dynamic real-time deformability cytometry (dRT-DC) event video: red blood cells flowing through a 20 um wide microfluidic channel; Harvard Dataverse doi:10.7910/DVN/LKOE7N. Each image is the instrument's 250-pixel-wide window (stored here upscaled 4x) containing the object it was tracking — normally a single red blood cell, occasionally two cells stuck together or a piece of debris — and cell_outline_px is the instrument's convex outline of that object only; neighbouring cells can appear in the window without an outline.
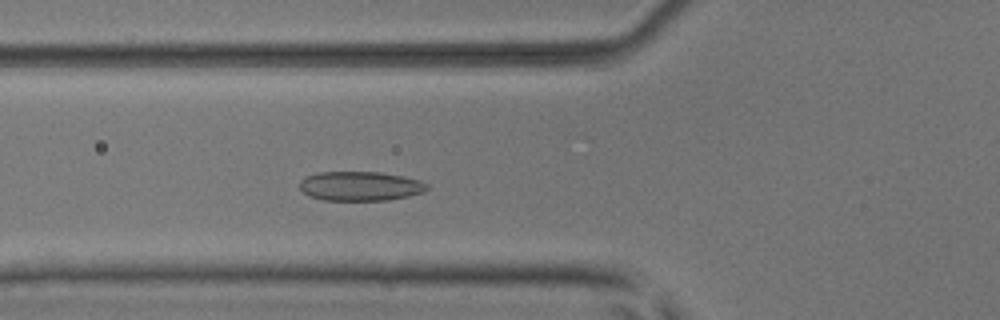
{"species": "common noctule bat (a hibernating species)", "species_latin": "Nyctalus noctula", "temperature_condition": "room temperature", "stored_images_in_passage": 49, "camera_frame_rate_fps": 3000, "um_per_image_px": 0.085, "animal": {"sex": "male", "body_mass_g": 17.9, "forearm_length_mm": 54.2}, "frame": {"image": 1, "passage_image": 16, "time_ms": 5.0, "image_size_px": [1000, 320], "cell_outline_px": [[428, 188], [424, 192], [408, 196], [388, 200], [324, 200], [308, 196], [300, 188], [300, 180], [308, 176], [320, 172], [380, 172], [404, 176], [420, 180], [428, 184]], "centroid_in_image_um": [30.65, 15.82], "position_along_channel_um": 95.2, "area_um2": 21.79}}
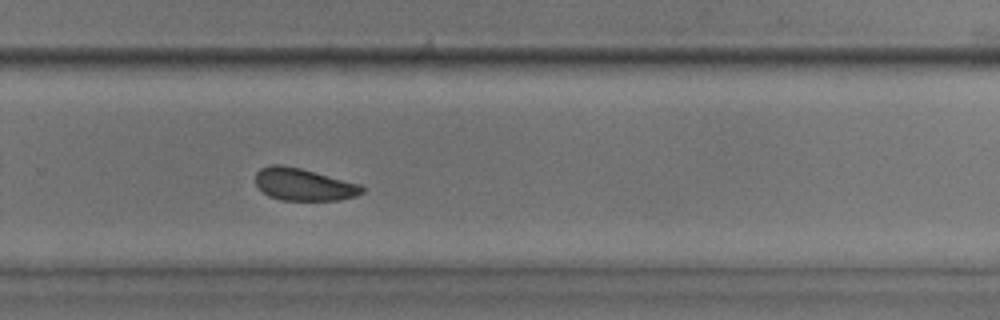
{"frame": {"image": 2, "passage_image": 32, "time_ms": 10.333, "image_size_px": [1000, 320], "cell_outline_px": [[364, 192], [356, 196], [336, 200], [280, 200], [268, 196], [256, 184], [256, 172], [260, 168], [272, 164], [280, 164], [300, 168], [360, 184], [364, 188]], "centroid_in_image_um": [25.8, 15.68], "position_along_channel_um": 304.0, "area_um2": 19.94}}
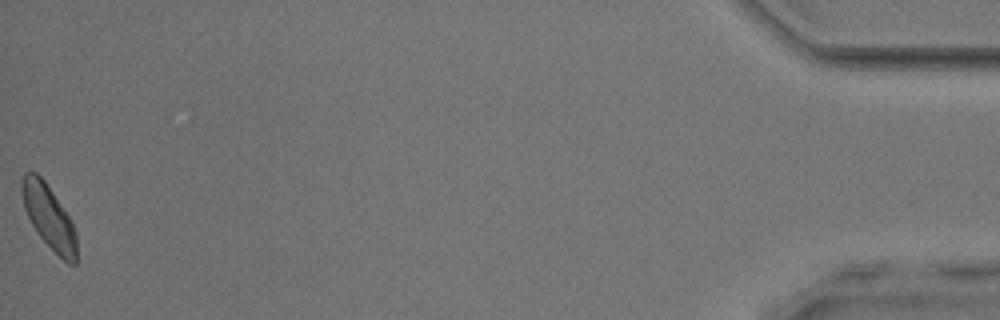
{"frame": {"image": 3, "passage_image": 49, "time_ms": 16.0, "image_size_px": [1000, 320], "cell_outline_px": [[76, 264], [68, 264], [40, 236], [32, 224], [24, 208], [20, 188], [20, 184], [24, 172], [36, 172], [44, 180], [68, 216], [76, 232]], "centroid_in_image_um": [4.13, 18.41], "position_along_channel_um": 431.1, "area_um2": 19.83}, "authors_computed_cell_mechanics": {"area_um2": 20.6346, "velocity_mm_per_s": 3.9209, "shape_relaxation_time_tau1_ms": 2.9205, "shape_relaxation_time_tau2_ms": 2.8627, "deformation_change_tau1": 0.0763, "deformation_change_tau2": 0.0774}}